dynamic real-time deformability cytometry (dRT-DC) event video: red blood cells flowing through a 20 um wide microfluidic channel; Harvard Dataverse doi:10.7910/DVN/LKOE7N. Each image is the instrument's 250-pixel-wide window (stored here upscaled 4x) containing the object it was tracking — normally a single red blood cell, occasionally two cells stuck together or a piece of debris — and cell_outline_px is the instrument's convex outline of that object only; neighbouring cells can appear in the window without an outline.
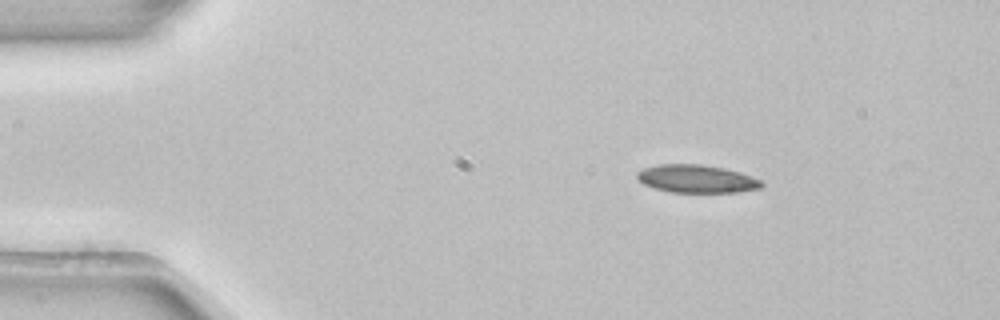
{"species": "common noctule bat (a hibernating species)", "species_latin": "Nyctalus noctula", "temperature_condition": "room temperature", "stored_images_in_passage": 46, "camera_frame_rate_fps": 3000, "um_per_image_px": 0.085, "animal": {"sex": "female", "body_mass_g": 22.7, "forearm_length_mm": 54.2}, "frame": {"image": 1, "passage_image": 2, "time_ms": 0.333, "image_size_px": [1000, 320], "cell_outline_px": [[764, 184], [760, 188], [736, 192], [672, 192], [656, 188], [644, 184], [636, 176], [636, 172], [644, 168], [656, 164], [700, 164], [724, 168], [740, 172], [760, 180]], "centroid_in_image_um": [59.2, 15.19], "position_along_channel_um": 25.8, "area_um2": 20.11}}
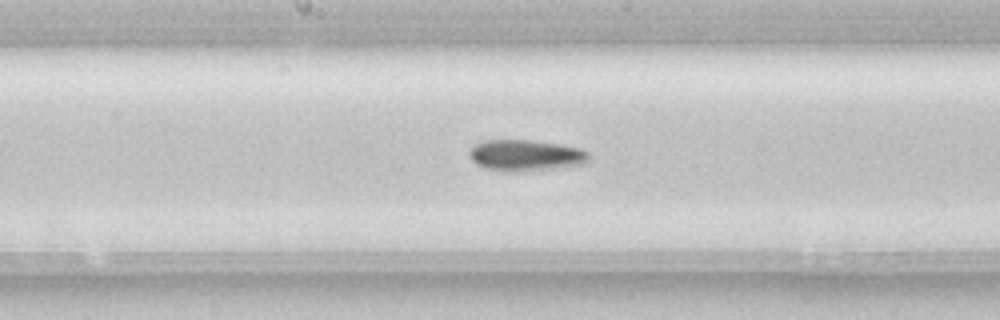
{"frame": {"image": 2, "passage_image": 21, "time_ms": 6.667, "image_size_px": [1000, 320], "cell_outline_px": [[592, 160], [588, 164], [556, 168], [508, 172], [504, 172], [484, 168], [476, 164], [468, 156], [468, 152], [476, 144], [484, 140], [532, 140], [560, 144], [580, 148], [588, 152]], "centroid_in_image_um": [44.72, 13.21], "position_along_channel_um": 203.5, "area_um2": 22.08}}
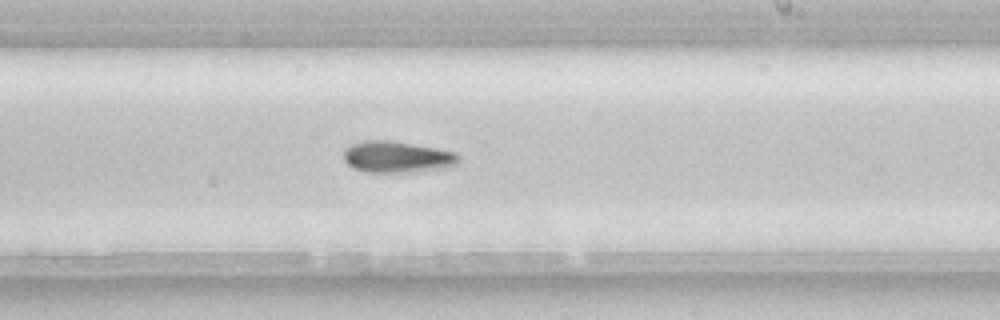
{"frame": {"image": 3, "passage_image": 25, "time_ms": 8.0, "image_size_px": [1000, 320], "cell_outline_px": [[460, 160], [456, 164], [444, 168], [396, 172], [364, 172], [352, 168], [344, 160], [344, 148], [352, 144], [364, 140], [388, 140], [436, 148], [456, 152], [460, 156]], "centroid_in_image_um": [33.72, 13.33], "position_along_channel_um": 255.3, "area_um2": 20.92}}